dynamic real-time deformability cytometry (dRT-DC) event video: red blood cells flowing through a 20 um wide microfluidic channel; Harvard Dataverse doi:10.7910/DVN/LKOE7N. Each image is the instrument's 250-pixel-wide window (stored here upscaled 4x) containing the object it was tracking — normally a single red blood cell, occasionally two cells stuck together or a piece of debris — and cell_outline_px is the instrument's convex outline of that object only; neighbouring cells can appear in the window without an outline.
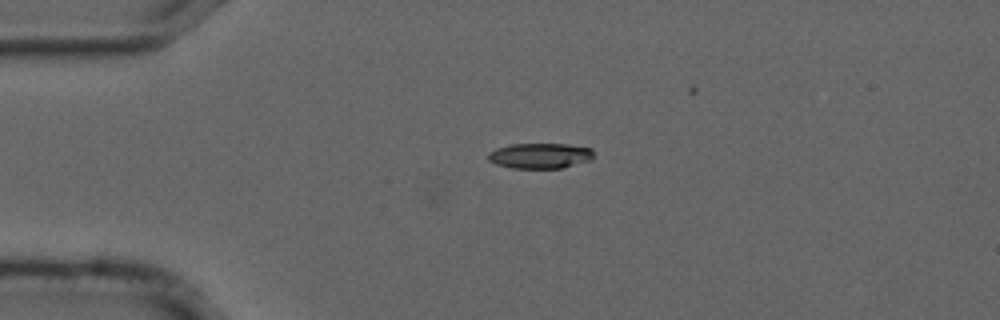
{"species": "common noctule bat (a hibernating species)", "species_latin": "Nyctalus noctula", "temperature_condition": "cold", "stored_images_in_passage": 22, "camera_frame_rate_fps": 3000, "um_per_image_px": 0.085, "animal": {"sex": "male", "forearm_length_mm": 52.5}, "frame": {"image": 1, "passage_image": 1, "time_ms": 0.0, "image_size_px": [1000, 320], "cell_outline_px": [[592, 160], [564, 168], [512, 168], [496, 164], [488, 160], [488, 152], [496, 148], [512, 144], [568, 144], [592, 148]], "centroid_in_image_um": [45.91, 13.24], "position_along_channel_um": 39.1, "area_um2": 15.72}}
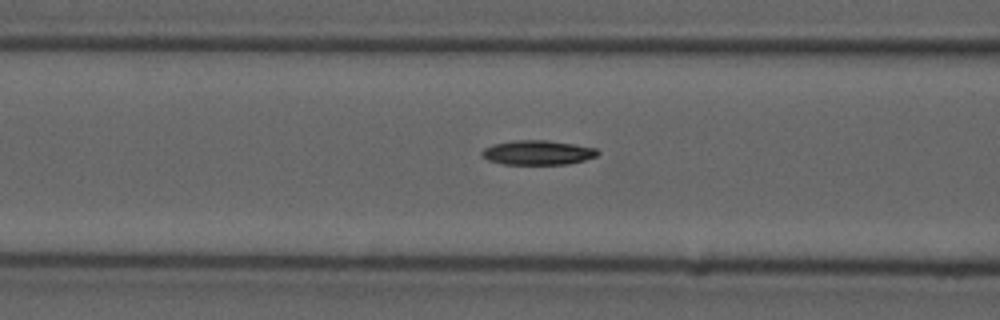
{"frame": {"image": 2, "passage_image": 10, "time_ms": 3.0, "image_size_px": [1000, 320], "cell_outline_px": [[600, 152], [596, 156], [584, 160], [568, 164], [504, 164], [488, 160], [480, 156], [480, 152], [484, 148], [492, 144], [512, 140], [548, 140], [596, 148]], "centroid_in_image_um": [45.66, 12.96], "position_along_channel_um": 120.9, "area_um2": 16.59}}
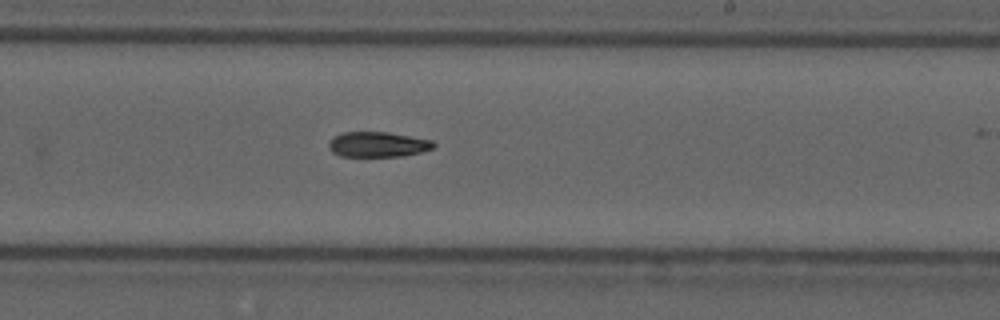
{"frame": {"image": 3, "passage_image": 21, "time_ms": 6.667, "image_size_px": [1000, 320], "cell_outline_px": [[436, 144], [432, 148], [420, 152], [400, 156], [340, 156], [332, 152], [328, 148], [328, 144], [332, 136], [344, 132], [388, 132], [432, 140]], "centroid_in_image_um": [32.07, 12.27], "position_along_channel_um": 256.9, "area_um2": 15.37}}